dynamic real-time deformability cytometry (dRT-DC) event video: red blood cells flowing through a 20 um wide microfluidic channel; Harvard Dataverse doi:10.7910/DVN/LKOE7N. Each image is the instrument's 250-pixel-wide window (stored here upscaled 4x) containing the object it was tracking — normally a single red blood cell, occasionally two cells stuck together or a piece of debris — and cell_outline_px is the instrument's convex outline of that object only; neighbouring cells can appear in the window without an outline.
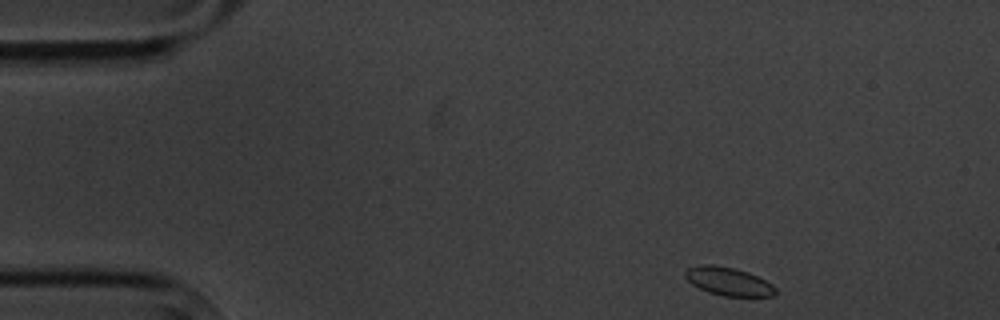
{"species": "common noctule bat (a hibernating species)", "species_latin": "Nyctalus noctula", "temperature_condition": "cold", "stored_images_in_passage": 8, "camera_frame_rate_fps": 3000, "um_per_image_px": 0.085, "animal": {"sex": "male", "body_mass_g": 20.1, "forearm_length_mm": 53.5}, "frame": {"image": 1, "passage_image": 1, "time_ms": 0.0, "image_size_px": [1000, 320], "cell_outline_px": [[776, 292], [772, 296], [724, 296], [708, 292], [692, 284], [684, 276], [684, 272], [688, 268], [704, 264], [712, 264], [736, 268], [748, 272], [772, 284], [776, 288]], "centroid_in_image_um": [61.9, 23.91], "position_along_channel_um": 23.1, "area_um2": 14.8}}
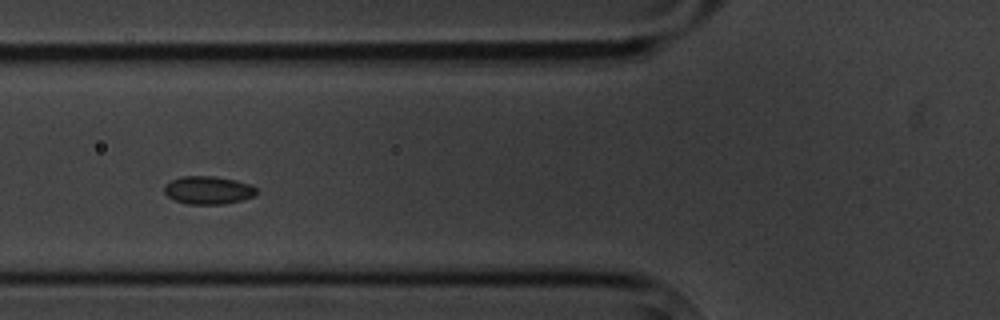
{"frame": {"image": 2, "passage_image": 5, "time_ms": 4.667, "image_size_px": [1000, 320], "cell_outline_px": [[256, 192], [252, 196], [244, 200], [224, 204], [188, 204], [176, 200], [168, 196], [164, 192], [164, 184], [180, 176], [212, 176], [236, 180], [252, 184], [256, 188]], "centroid_in_image_um": [17.7, 16.16], "position_along_channel_um": 108.1, "area_um2": 15.09}}
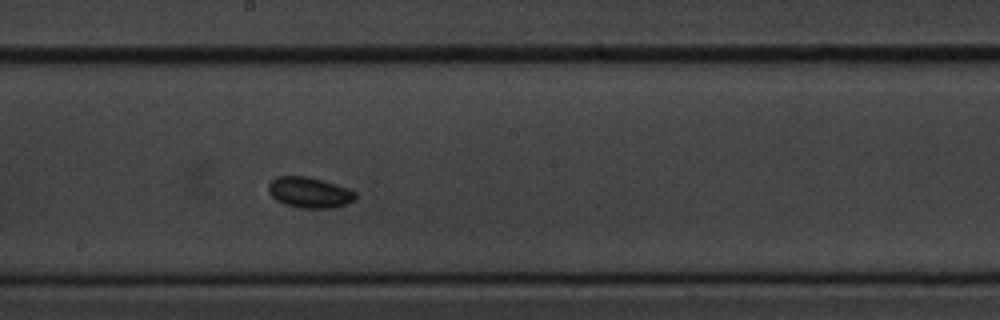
{"frame": {"image": 3, "passage_image": 8, "time_ms": 8.0, "image_size_px": [1000, 320], "cell_outline_px": [[356, 196], [348, 204], [332, 208], [300, 208], [284, 204], [276, 200], [268, 192], [268, 184], [276, 176], [308, 176], [324, 180], [348, 188], [356, 192]], "centroid_in_image_um": [26.29, 16.35], "position_along_channel_um": 221.9, "area_um2": 15.72}}